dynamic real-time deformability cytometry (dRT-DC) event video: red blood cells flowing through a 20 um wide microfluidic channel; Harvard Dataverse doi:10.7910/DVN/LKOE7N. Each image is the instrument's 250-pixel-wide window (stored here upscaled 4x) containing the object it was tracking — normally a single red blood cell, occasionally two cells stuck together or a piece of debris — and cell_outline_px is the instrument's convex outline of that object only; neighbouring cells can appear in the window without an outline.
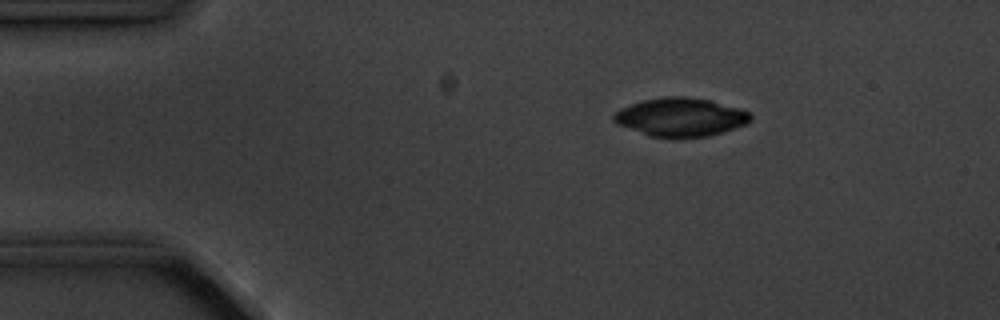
{"species": "common noctule bat (a hibernating species)", "species_latin": "Nyctalus noctula", "temperature_condition": "cold", "stored_images_in_passage": 3, "camera_frame_rate_fps": 3000, "um_per_image_px": 0.085, "animal": {"sex": "male", "body_mass_g": 20.1, "forearm_length_mm": 53.5}, "frame": {"image": 1, "passage_image": 1, "time_ms": 0.0, "image_size_px": [1000, 320], "cell_outline_px": [[752, 120], [748, 124], [708, 136], [648, 136], [616, 124], [612, 120], [612, 116], [620, 108], [644, 100], [664, 96], [688, 96], [708, 100], [736, 108], [748, 112], [752, 116]], "centroid_in_image_um": [57.82, 9.94], "position_along_channel_um": 27.2, "area_um2": 30.29}}